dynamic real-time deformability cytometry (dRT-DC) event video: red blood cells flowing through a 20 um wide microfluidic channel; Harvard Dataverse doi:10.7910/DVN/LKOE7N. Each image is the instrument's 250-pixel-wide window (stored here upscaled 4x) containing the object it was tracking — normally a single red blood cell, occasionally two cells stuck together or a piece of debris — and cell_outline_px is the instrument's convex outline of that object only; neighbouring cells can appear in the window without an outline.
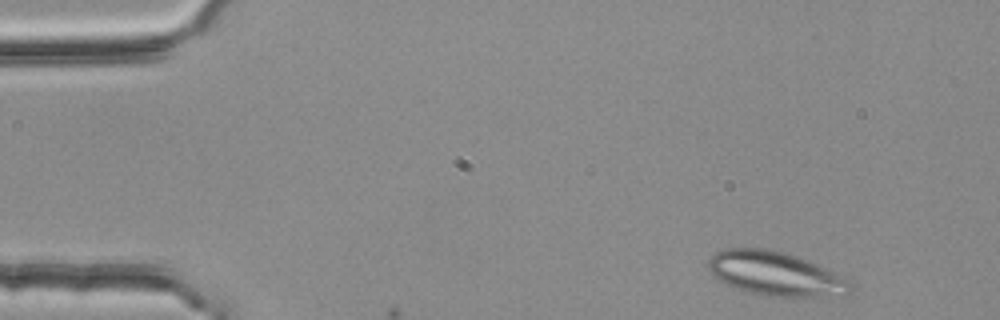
{"species": "common noctule bat (a hibernating species)", "species_latin": "Nyctalus noctula", "temperature_condition": "room temperature", "stored_images_in_passage": 5, "camera_frame_rate_fps": 3000, "um_per_image_px": 0.085, "animal": {"sex": "female", "body_mass_g": 25.1}, "frame": {"image": 1, "passage_image": 2, "time_ms": 0.333, "image_size_px": [1000, 320], "cell_outline_px": [[852, 292], [848, 296], [804, 300], [768, 296], [744, 292], [732, 288], [720, 280], [708, 268], [708, 260], [716, 252], [724, 248], [764, 248], [788, 252], [808, 260], [836, 272], [844, 276], [852, 284]], "centroid_in_image_um": [66.04, 23.33], "position_along_channel_um": 19.0, "area_um2": 38.15}}